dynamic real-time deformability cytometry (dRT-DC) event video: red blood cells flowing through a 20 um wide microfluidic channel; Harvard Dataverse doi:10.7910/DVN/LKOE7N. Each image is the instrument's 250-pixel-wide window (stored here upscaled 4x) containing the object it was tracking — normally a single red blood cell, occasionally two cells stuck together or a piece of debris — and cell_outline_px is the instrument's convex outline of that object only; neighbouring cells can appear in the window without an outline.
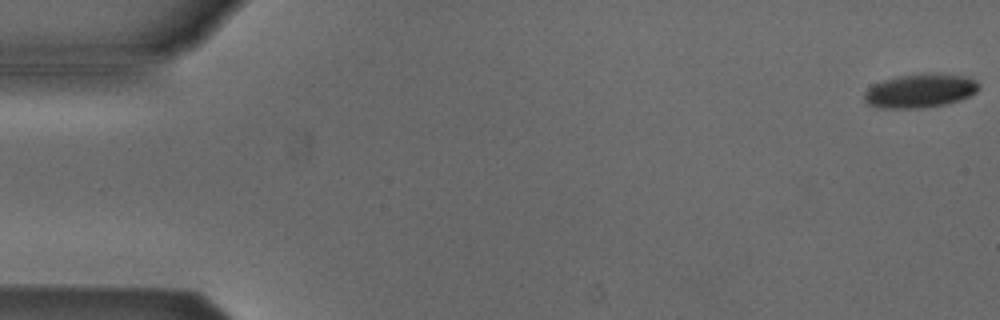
{"species": "Egyptian fruit bat (a non-hibernating species)", "species_latin": "Rousettus aegyptiacus", "temperature_condition": "cold", "stored_images_in_passage": 5, "camera_frame_rate_fps": 3000, "um_per_image_px": 0.085, "animal": {"sex": "male"}, "frame": {"image": 1, "passage_image": 1, "time_ms": 0.0, "image_size_px": [1000, 320], "cell_outline_px": [[980, 88], [976, 92], [960, 100], [948, 104], [924, 108], [880, 108], [868, 104], [864, 100], [864, 92], [872, 84], [884, 80], [900, 76], [924, 72], [940, 72], [968, 76], [976, 80], [980, 84]], "centroid_in_image_um": [78.25, 7.69], "position_along_channel_um": 6.7, "area_um2": 23.18}}
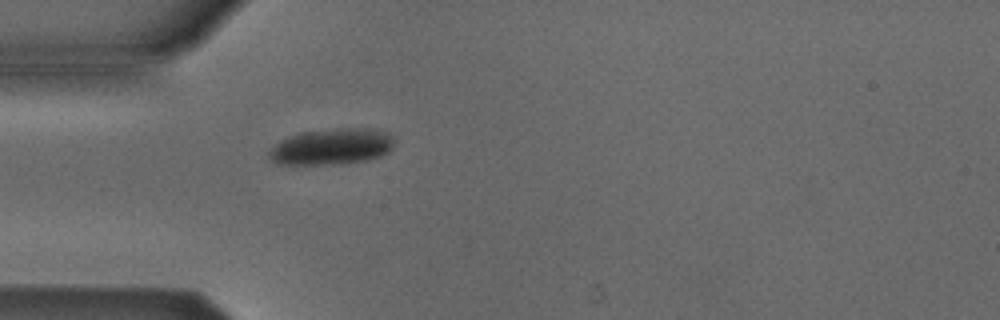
{"frame": {"image": 2, "passage_image": 5, "time_ms": 5.0, "image_size_px": [1000, 320], "cell_outline_px": [[396, 140], [392, 148], [388, 152], [380, 156], [368, 160], [344, 164], [276, 164], [268, 160], [268, 148], [272, 144], [288, 136], [304, 132], [336, 128], [380, 128], [388, 132]], "centroid_in_image_um": [28.19, 12.46], "position_along_channel_um": 56.8, "area_um2": 27.11}}